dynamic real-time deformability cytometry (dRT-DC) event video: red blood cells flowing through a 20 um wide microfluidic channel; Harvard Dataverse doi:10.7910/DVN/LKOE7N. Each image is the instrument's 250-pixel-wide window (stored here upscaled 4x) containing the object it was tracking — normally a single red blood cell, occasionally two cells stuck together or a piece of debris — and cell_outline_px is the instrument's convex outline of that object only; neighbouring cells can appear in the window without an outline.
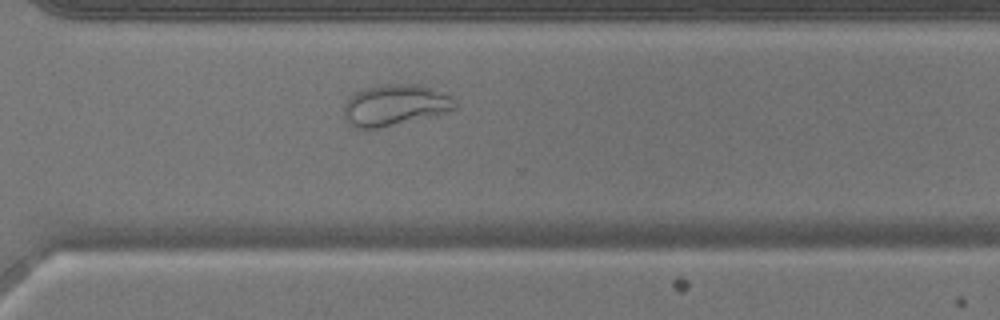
{"species": "common noctule bat (a hibernating species)", "species_latin": "Nyctalus noctula", "temperature_condition": "warm", "stored_images_in_passage": 44, "camera_frame_rate_fps": 3000, "um_per_image_px": 0.085, "animal": {"sex": "male", "body_mass_g": 17.9}, "frame": {"image": 1, "passage_image": 30, "time_ms": 9.667, "image_size_px": [1000, 320], "cell_outline_px": [[456, 108], [448, 112], [376, 128], [356, 128], [348, 124], [344, 120], [344, 104], [356, 92], [364, 88], [384, 84], [412, 84], [448, 92], [456, 100]], "centroid_in_image_um": [33.59, 8.92], "position_along_channel_um": 337.0, "area_um2": 26.53}}
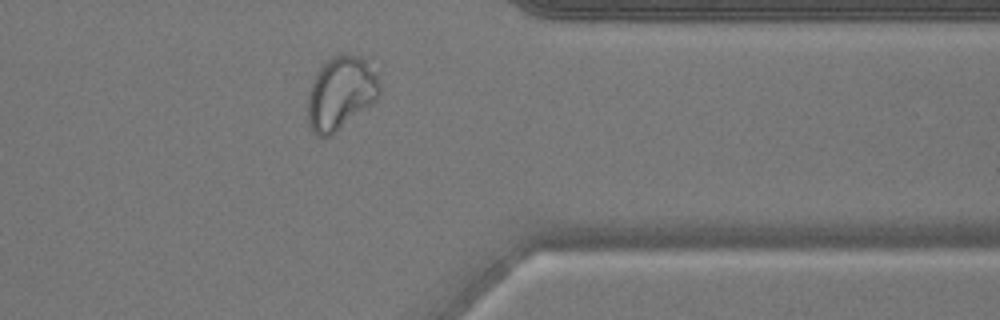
{"frame": {"image": 2, "passage_image": 34, "time_ms": 11.0, "image_size_px": [1000, 320], "cell_outline_px": [[380, 92], [376, 100], [372, 104], [328, 136], [320, 136], [308, 124], [308, 92], [312, 80], [316, 72], [332, 56], [356, 56], [364, 60], [376, 72], [380, 84]], "centroid_in_image_um": [28.96, 7.9], "position_along_channel_um": 382.4, "area_um2": 29.88}}
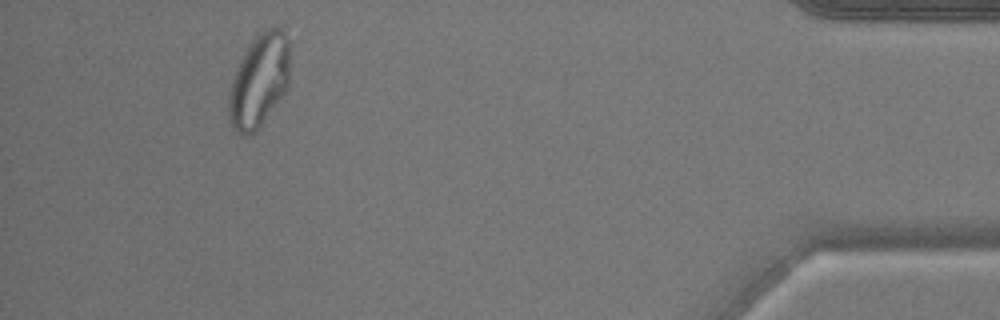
{"frame": {"image": 3, "passage_image": 40, "time_ms": 13.0, "image_size_px": [1000, 320], "cell_outline_px": [[288, 84], [284, 92], [256, 132], [252, 136], [244, 136], [236, 132], [232, 124], [228, 104], [228, 96], [232, 80], [236, 68], [240, 60], [252, 40], [260, 32], [276, 24], [284, 32], [288, 40]], "centroid_in_image_um": [22.01, 6.85], "position_along_channel_um": 413.2, "area_um2": 32.83}}